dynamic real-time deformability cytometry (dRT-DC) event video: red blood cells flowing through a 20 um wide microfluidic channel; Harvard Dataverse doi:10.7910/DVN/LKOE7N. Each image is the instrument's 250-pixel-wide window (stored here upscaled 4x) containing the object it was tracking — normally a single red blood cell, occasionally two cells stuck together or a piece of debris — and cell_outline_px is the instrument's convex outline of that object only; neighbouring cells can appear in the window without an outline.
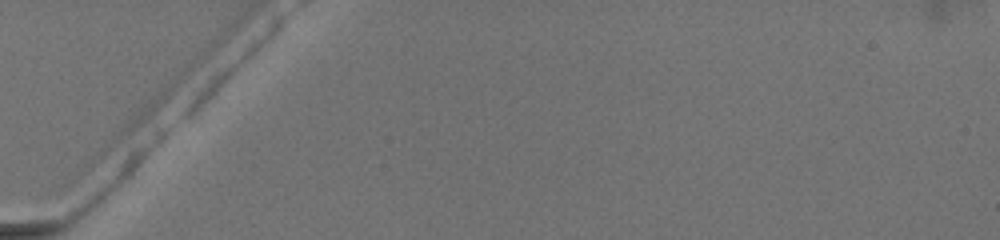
{"species": "common noctule bat (a hibernating species)", "species_latin": "Nyctalus noctula", "temperature_condition": "warm", "stored_images_in_passage": 4, "camera_frame_rate_fps": 3000, "um_per_image_px": 0.085, "animal": {"sex": "female", "body_mass_g": 19.5, "forearm_length_mm": 54.1}, "frame": {"image": 1, "passage_image": 1, "time_ms": 0.0, "image_size_px": [1000, 240], "cell_outline_px": [[284, 16], [280, 28], [196, 112], [188, 116], [184, 116], [184, 108], [200, 88], [276, 20]], "centroid_in_image_um": [19.54, 5.93], "position_along_channel_um": 65.5, "area_um2": 11.04}}